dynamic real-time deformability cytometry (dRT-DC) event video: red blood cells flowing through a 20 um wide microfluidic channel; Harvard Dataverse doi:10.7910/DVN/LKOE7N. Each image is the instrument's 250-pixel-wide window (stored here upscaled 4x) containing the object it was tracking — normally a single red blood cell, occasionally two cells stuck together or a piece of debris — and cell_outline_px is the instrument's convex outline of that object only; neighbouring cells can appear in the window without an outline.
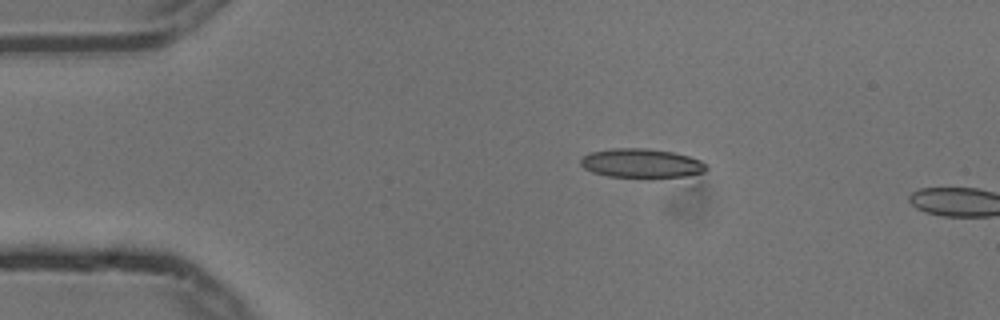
{"species": "common noctule bat (a hibernating species)", "species_latin": "Nyctalus noctula", "temperature_condition": "cold", "stored_images_in_passage": 3, "camera_frame_rate_fps": 3000, "um_per_image_px": 0.085, "animal": {"sex": "male", "body_mass_g": 13.3}, "frame": {"image": 1, "passage_image": 2, "time_ms": 0.333, "image_size_px": [1000, 320], "cell_outline_px": [[708, 168], [704, 172], [684, 176], [608, 176], [592, 172], [584, 168], [580, 164], [580, 160], [584, 156], [592, 152], [612, 148], [644, 148], [672, 152], [688, 156], [700, 160], [708, 164]], "centroid_in_image_um": [54.52, 13.86], "position_along_channel_um": 30.5, "area_um2": 20.87}}